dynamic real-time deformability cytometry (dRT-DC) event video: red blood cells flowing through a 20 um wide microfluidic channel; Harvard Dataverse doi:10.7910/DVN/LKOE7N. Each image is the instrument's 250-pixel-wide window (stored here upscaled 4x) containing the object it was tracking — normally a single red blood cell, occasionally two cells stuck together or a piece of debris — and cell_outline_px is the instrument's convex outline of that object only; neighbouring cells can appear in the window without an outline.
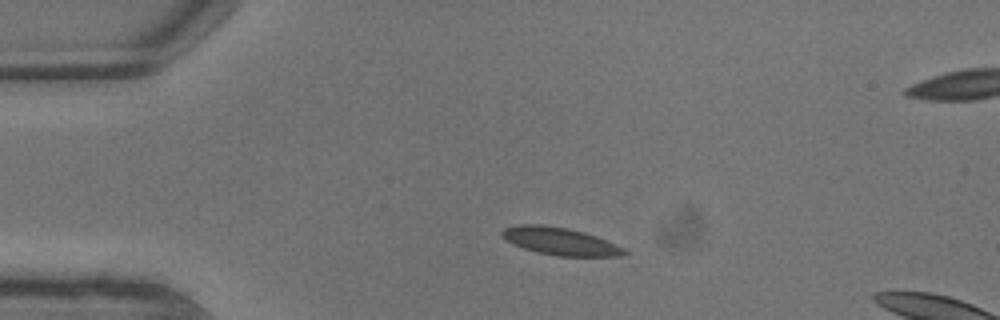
{"species": "common noctule bat (a hibernating species)", "species_latin": "Nyctalus noctula", "temperature_condition": "warm", "stored_images_in_passage": 3, "camera_frame_rate_fps": 3000, "um_per_image_px": 0.085, "animal": {"sex": "male", "body_mass_g": 13.3}, "frame": {"image": 1, "passage_image": 1, "time_ms": 0.0, "image_size_px": [1000, 320], "cell_outline_px": [[628, 252], [620, 256], [556, 256], [536, 252], [512, 244], [500, 236], [500, 232], [504, 228], [520, 224], [540, 224], [568, 228], [584, 232], [596, 236], [624, 248]], "centroid_in_image_um": [47.56, 20.5], "position_along_channel_um": 37.4, "area_um2": 19.65}}